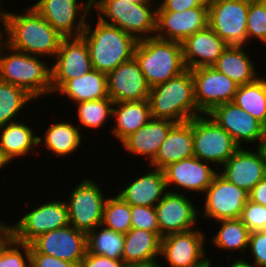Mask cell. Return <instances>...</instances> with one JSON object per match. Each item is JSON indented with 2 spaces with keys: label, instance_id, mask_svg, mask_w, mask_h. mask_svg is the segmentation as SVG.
Listing matches in <instances>:
<instances>
[{
  "label": "cell",
  "instance_id": "obj_1",
  "mask_svg": "<svg viewBox=\"0 0 266 267\" xmlns=\"http://www.w3.org/2000/svg\"><path fill=\"white\" fill-rule=\"evenodd\" d=\"M23 13L9 12L5 26L6 44L33 56L53 59L58 52L60 35L32 6Z\"/></svg>",
  "mask_w": 266,
  "mask_h": 267
},
{
  "label": "cell",
  "instance_id": "obj_2",
  "mask_svg": "<svg viewBox=\"0 0 266 267\" xmlns=\"http://www.w3.org/2000/svg\"><path fill=\"white\" fill-rule=\"evenodd\" d=\"M96 25L86 22L81 37L86 41L95 70L108 74L134 57L137 40L116 26L96 19Z\"/></svg>",
  "mask_w": 266,
  "mask_h": 267
},
{
  "label": "cell",
  "instance_id": "obj_3",
  "mask_svg": "<svg viewBox=\"0 0 266 267\" xmlns=\"http://www.w3.org/2000/svg\"><path fill=\"white\" fill-rule=\"evenodd\" d=\"M148 101L152 118L169 119L175 123H182L202 114L197 109L190 69H186L164 83L151 87Z\"/></svg>",
  "mask_w": 266,
  "mask_h": 267
},
{
  "label": "cell",
  "instance_id": "obj_4",
  "mask_svg": "<svg viewBox=\"0 0 266 267\" xmlns=\"http://www.w3.org/2000/svg\"><path fill=\"white\" fill-rule=\"evenodd\" d=\"M40 58L5 43L0 51V80L24 89L35 100L52 94L51 67Z\"/></svg>",
  "mask_w": 266,
  "mask_h": 267
},
{
  "label": "cell",
  "instance_id": "obj_5",
  "mask_svg": "<svg viewBox=\"0 0 266 267\" xmlns=\"http://www.w3.org/2000/svg\"><path fill=\"white\" fill-rule=\"evenodd\" d=\"M134 58L150 88L164 83L186 70L182 44L155 36L137 42Z\"/></svg>",
  "mask_w": 266,
  "mask_h": 267
},
{
  "label": "cell",
  "instance_id": "obj_6",
  "mask_svg": "<svg viewBox=\"0 0 266 267\" xmlns=\"http://www.w3.org/2000/svg\"><path fill=\"white\" fill-rule=\"evenodd\" d=\"M155 1L157 2V0L144 2L92 0V8H95L97 17L102 22L120 28L139 41L155 35L158 5Z\"/></svg>",
  "mask_w": 266,
  "mask_h": 267
},
{
  "label": "cell",
  "instance_id": "obj_7",
  "mask_svg": "<svg viewBox=\"0 0 266 267\" xmlns=\"http://www.w3.org/2000/svg\"><path fill=\"white\" fill-rule=\"evenodd\" d=\"M194 157L222 167L240 148L234 139L208 114L193 118Z\"/></svg>",
  "mask_w": 266,
  "mask_h": 267
},
{
  "label": "cell",
  "instance_id": "obj_8",
  "mask_svg": "<svg viewBox=\"0 0 266 267\" xmlns=\"http://www.w3.org/2000/svg\"><path fill=\"white\" fill-rule=\"evenodd\" d=\"M100 187L92 179L85 178L75 186L66 201L70 225L86 234L102 225L107 197Z\"/></svg>",
  "mask_w": 266,
  "mask_h": 267
},
{
  "label": "cell",
  "instance_id": "obj_9",
  "mask_svg": "<svg viewBox=\"0 0 266 267\" xmlns=\"http://www.w3.org/2000/svg\"><path fill=\"white\" fill-rule=\"evenodd\" d=\"M247 0H215L208 8V26L228 46H247Z\"/></svg>",
  "mask_w": 266,
  "mask_h": 267
},
{
  "label": "cell",
  "instance_id": "obj_10",
  "mask_svg": "<svg viewBox=\"0 0 266 267\" xmlns=\"http://www.w3.org/2000/svg\"><path fill=\"white\" fill-rule=\"evenodd\" d=\"M32 7L64 38L80 37L92 12V0H38Z\"/></svg>",
  "mask_w": 266,
  "mask_h": 267
},
{
  "label": "cell",
  "instance_id": "obj_11",
  "mask_svg": "<svg viewBox=\"0 0 266 267\" xmlns=\"http://www.w3.org/2000/svg\"><path fill=\"white\" fill-rule=\"evenodd\" d=\"M29 210L13 223L14 239L18 242L30 244L41 234L70 225L68 207L63 200H48Z\"/></svg>",
  "mask_w": 266,
  "mask_h": 267
},
{
  "label": "cell",
  "instance_id": "obj_12",
  "mask_svg": "<svg viewBox=\"0 0 266 267\" xmlns=\"http://www.w3.org/2000/svg\"><path fill=\"white\" fill-rule=\"evenodd\" d=\"M208 115L223 128L239 145L257 143L256 147L266 146V127L251 114L233 102L214 107Z\"/></svg>",
  "mask_w": 266,
  "mask_h": 267
},
{
  "label": "cell",
  "instance_id": "obj_13",
  "mask_svg": "<svg viewBox=\"0 0 266 267\" xmlns=\"http://www.w3.org/2000/svg\"><path fill=\"white\" fill-rule=\"evenodd\" d=\"M50 67L52 94L66 81L93 70L86 41L81 36L63 38Z\"/></svg>",
  "mask_w": 266,
  "mask_h": 267
},
{
  "label": "cell",
  "instance_id": "obj_14",
  "mask_svg": "<svg viewBox=\"0 0 266 267\" xmlns=\"http://www.w3.org/2000/svg\"><path fill=\"white\" fill-rule=\"evenodd\" d=\"M197 109L208 114L214 107L232 102L238 84L212 66L191 69Z\"/></svg>",
  "mask_w": 266,
  "mask_h": 267
},
{
  "label": "cell",
  "instance_id": "obj_15",
  "mask_svg": "<svg viewBox=\"0 0 266 267\" xmlns=\"http://www.w3.org/2000/svg\"><path fill=\"white\" fill-rule=\"evenodd\" d=\"M204 194L202 217L215 221L240 218L243 207L249 199L248 192L228 182L219 173L214 176Z\"/></svg>",
  "mask_w": 266,
  "mask_h": 267
},
{
  "label": "cell",
  "instance_id": "obj_16",
  "mask_svg": "<svg viewBox=\"0 0 266 267\" xmlns=\"http://www.w3.org/2000/svg\"><path fill=\"white\" fill-rule=\"evenodd\" d=\"M86 251V233L71 225L41 234L30 243V253L47 254L79 266Z\"/></svg>",
  "mask_w": 266,
  "mask_h": 267
},
{
  "label": "cell",
  "instance_id": "obj_17",
  "mask_svg": "<svg viewBox=\"0 0 266 267\" xmlns=\"http://www.w3.org/2000/svg\"><path fill=\"white\" fill-rule=\"evenodd\" d=\"M206 236L199 229L171 233L161 238L160 256L169 267H194L207 259ZM205 248V249H204Z\"/></svg>",
  "mask_w": 266,
  "mask_h": 267
},
{
  "label": "cell",
  "instance_id": "obj_18",
  "mask_svg": "<svg viewBox=\"0 0 266 267\" xmlns=\"http://www.w3.org/2000/svg\"><path fill=\"white\" fill-rule=\"evenodd\" d=\"M256 151L239 148L218 173L228 182L250 192L266 177V146L255 147Z\"/></svg>",
  "mask_w": 266,
  "mask_h": 267
},
{
  "label": "cell",
  "instance_id": "obj_19",
  "mask_svg": "<svg viewBox=\"0 0 266 267\" xmlns=\"http://www.w3.org/2000/svg\"><path fill=\"white\" fill-rule=\"evenodd\" d=\"M176 191H168L155 206L162 236L195 229L198 215L202 213L192 204L191 199L178 192V189Z\"/></svg>",
  "mask_w": 266,
  "mask_h": 267
},
{
  "label": "cell",
  "instance_id": "obj_20",
  "mask_svg": "<svg viewBox=\"0 0 266 267\" xmlns=\"http://www.w3.org/2000/svg\"><path fill=\"white\" fill-rule=\"evenodd\" d=\"M208 26V8L185 11H156L155 37L182 43L187 37Z\"/></svg>",
  "mask_w": 266,
  "mask_h": 267
},
{
  "label": "cell",
  "instance_id": "obj_21",
  "mask_svg": "<svg viewBox=\"0 0 266 267\" xmlns=\"http://www.w3.org/2000/svg\"><path fill=\"white\" fill-rule=\"evenodd\" d=\"M209 164L191 156L168 165L163 169L167 189L170 190L174 185L176 189L203 194L218 173V169L211 168Z\"/></svg>",
  "mask_w": 266,
  "mask_h": 267
},
{
  "label": "cell",
  "instance_id": "obj_22",
  "mask_svg": "<svg viewBox=\"0 0 266 267\" xmlns=\"http://www.w3.org/2000/svg\"><path fill=\"white\" fill-rule=\"evenodd\" d=\"M149 92L150 87L134 57L107 74V93L114 103L147 100Z\"/></svg>",
  "mask_w": 266,
  "mask_h": 267
},
{
  "label": "cell",
  "instance_id": "obj_23",
  "mask_svg": "<svg viewBox=\"0 0 266 267\" xmlns=\"http://www.w3.org/2000/svg\"><path fill=\"white\" fill-rule=\"evenodd\" d=\"M186 69L212 66L228 46L209 26L187 37L182 43Z\"/></svg>",
  "mask_w": 266,
  "mask_h": 267
},
{
  "label": "cell",
  "instance_id": "obj_24",
  "mask_svg": "<svg viewBox=\"0 0 266 267\" xmlns=\"http://www.w3.org/2000/svg\"><path fill=\"white\" fill-rule=\"evenodd\" d=\"M193 118L176 123L168 132L155 157L149 162L155 169L163 170L170 164L194 156Z\"/></svg>",
  "mask_w": 266,
  "mask_h": 267
},
{
  "label": "cell",
  "instance_id": "obj_25",
  "mask_svg": "<svg viewBox=\"0 0 266 267\" xmlns=\"http://www.w3.org/2000/svg\"><path fill=\"white\" fill-rule=\"evenodd\" d=\"M175 124L169 119L151 118L142 128L121 142L123 149L132 153V156H145L150 162Z\"/></svg>",
  "mask_w": 266,
  "mask_h": 267
},
{
  "label": "cell",
  "instance_id": "obj_26",
  "mask_svg": "<svg viewBox=\"0 0 266 267\" xmlns=\"http://www.w3.org/2000/svg\"><path fill=\"white\" fill-rule=\"evenodd\" d=\"M168 192L163 170H150L118 192V195L132 206L155 207Z\"/></svg>",
  "mask_w": 266,
  "mask_h": 267
},
{
  "label": "cell",
  "instance_id": "obj_27",
  "mask_svg": "<svg viewBox=\"0 0 266 267\" xmlns=\"http://www.w3.org/2000/svg\"><path fill=\"white\" fill-rule=\"evenodd\" d=\"M161 238L144 229H130L124 235V264L159 263Z\"/></svg>",
  "mask_w": 266,
  "mask_h": 267
},
{
  "label": "cell",
  "instance_id": "obj_28",
  "mask_svg": "<svg viewBox=\"0 0 266 267\" xmlns=\"http://www.w3.org/2000/svg\"><path fill=\"white\" fill-rule=\"evenodd\" d=\"M112 117L116 121V125L111 130L112 135L122 142L152 118L149 101L147 99L116 102L113 105Z\"/></svg>",
  "mask_w": 266,
  "mask_h": 267
},
{
  "label": "cell",
  "instance_id": "obj_29",
  "mask_svg": "<svg viewBox=\"0 0 266 267\" xmlns=\"http://www.w3.org/2000/svg\"><path fill=\"white\" fill-rule=\"evenodd\" d=\"M245 46H227L218 60L212 65L217 71L225 74L238 85L255 81L259 75L253 60L245 51ZM258 75V76H257Z\"/></svg>",
  "mask_w": 266,
  "mask_h": 267
},
{
  "label": "cell",
  "instance_id": "obj_30",
  "mask_svg": "<svg viewBox=\"0 0 266 267\" xmlns=\"http://www.w3.org/2000/svg\"><path fill=\"white\" fill-rule=\"evenodd\" d=\"M55 93L68 97L74 104L110 98L107 93V74L91 70L83 76L66 81Z\"/></svg>",
  "mask_w": 266,
  "mask_h": 267
},
{
  "label": "cell",
  "instance_id": "obj_31",
  "mask_svg": "<svg viewBox=\"0 0 266 267\" xmlns=\"http://www.w3.org/2000/svg\"><path fill=\"white\" fill-rule=\"evenodd\" d=\"M78 125H72L70 121L52 123L46 128L45 135L38 136V146H43L50 154L64 157L70 156L73 152L78 151L82 145V133L78 129Z\"/></svg>",
  "mask_w": 266,
  "mask_h": 267
},
{
  "label": "cell",
  "instance_id": "obj_32",
  "mask_svg": "<svg viewBox=\"0 0 266 267\" xmlns=\"http://www.w3.org/2000/svg\"><path fill=\"white\" fill-rule=\"evenodd\" d=\"M23 122L17 120L0 127V148L10 161L29 155L38 146L33 127Z\"/></svg>",
  "mask_w": 266,
  "mask_h": 267
},
{
  "label": "cell",
  "instance_id": "obj_33",
  "mask_svg": "<svg viewBox=\"0 0 266 267\" xmlns=\"http://www.w3.org/2000/svg\"><path fill=\"white\" fill-rule=\"evenodd\" d=\"M232 102L266 127V77L239 85Z\"/></svg>",
  "mask_w": 266,
  "mask_h": 267
},
{
  "label": "cell",
  "instance_id": "obj_34",
  "mask_svg": "<svg viewBox=\"0 0 266 267\" xmlns=\"http://www.w3.org/2000/svg\"><path fill=\"white\" fill-rule=\"evenodd\" d=\"M221 225L217 234L213 235L212 243L219 250H232V252H240L243 258L248 249L249 229L243 224L240 218L237 219H223L216 221Z\"/></svg>",
  "mask_w": 266,
  "mask_h": 267
},
{
  "label": "cell",
  "instance_id": "obj_35",
  "mask_svg": "<svg viewBox=\"0 0 266 267\" xmlns=\"http://www.w3.org/2000/svg\"><path fill=\"white\" fill-rule=\"evenodd\" d=\"M86 242L89 253L122 260L124 234L100 225L86 234Z\"/></svg>",
  "mask_w": 266,
  "mask_h": 267
},
{
  "label": "cell",
  "instance_id": "obj_36",
  "mask_svg": "<svg viewBox=\"0 0 266 267\" xmlns=\"http://www.w3.org/2000/svg\"><path fill=\"white\" fill-rule=\"evenodd\" d=\"M34 100L24 89L0 80V127L17 121L20 110Z\"/></svg>",
  "mask_w": 266,
  "mask_h": 267
},
{
  "label": "cell",
  "instance_id": "obj_37",
  "mask_svg": "<svg viewBox=\"0 0 266 267\" xmlns=\"http://www.w3.org/2000/svg\"><path fill=\"white\" fill-rule=\"evenodd\" d=\"M77 105V118L80 122L78 127L98 130L112 117L114 102L111 98H103L79 102Z\"/></svg>",
  "mask_w": 266,
  "mask_h": 267
},
{
  "label": "cell",
  "instance_id": "obj_38",
  "mask_svg": "<svg viewBox=\"0 0 266 267\" xmlns=\"http://www.w3.org/2000/svg\"><path fill=\"white\" fill-rule=\"evenodd\" d=\"M102 225L125 235L131 229V205L118 194L107 197L103 207Z\"/></svg>",
  "mask_w": 266,
  "mask_h": 267
},
{
  "label": "cell",
  "instance_id": "obj_39",
  "mask_svg": "<svg viewBox=\"0 0 266 267\" xmlns=\"http://www.w3.org/2000/svg\"><path fill=\"white\" fill-rule=\"evenodd\" d=\"M247 36L249 42L257 39L266 46V0L249 1Z\"/></svg>",
  "mask_w": 266,
  "mask_h": 267
},
{
  "label": "cell",
  "instance_id": "obj_40",
  "mask_svg": "<svg viewBox=\"0 0 266 267\" xmlns=\"http://www.w3.org/2000/svg\"><path fill=\"white\" fill-rule=\"evenodd\" d=\"M0 267H31L30 244L13 238L0 253Z\"/></svg>",
  "mask_w": 266,
  "mask_h": 267
},
{
  "label": "cell",
  "instance_id": "obj_41",
  "mask_svg": "<svg viewBox=\"0 0 266 267\" xmlns=\"http://www.w3.org/2000/svg\"><path fill=\"white\" fill-rule=\"evenodd\" d=\"M131 228L148 230L163 237L159 231L155 207L131 205Z\"/></svg>",
  "mask_w": 266,
  "mask_h": 267
},
{
  "label": "cell",
  "instance_id": "obj_42",
  "mask_svg": "<svg viewBox=\"0 0 266 267\" xmlns=\"http://www.w3.org/2000/svg\"><path fill=\"white\" fill-rule=\"evenodd\" d=\"M240 219L250 232L266 230V206L248 199Z\"/></svg>",
  "mask_w": 266,
  "mask_h": 267
},
{
  "label": "cell",
  "instance_id": "obj_43",
  "mask_svg": "<svg viewBox=\"0 0 266 267\" xmlns=\"http://www.w3.org/2000/svg\"><path fill=\"white\" fill-rule=\"evenodd\" d=\"M248 250L258 267L266 266V230L252 231L249 234Z\"/></svg>",
  "mask_w": 266,
  "mask_h": 267
},
{
  "label": "cell",
  "instance_id": "obj_44",
  "mask_svg": "<svg viewBox=\"0 0 266 267\" xmlns=\"http://www.w3.org/2000/svg\"><path fill=\"white\" fill-rule=\"evenodd\" d=\"M31 267H79L77 263L43 253H30Z\"/></svg>",
  "mask_w": 266,
  "mask_h": 267
},
{
  "label": "cell",
  "instance_id": "obj_45",
  "mask_svg": "<svg viewBox=\"0 0 266 267\" xmlns=\"http://www.w3.org/2000/svg\"><path fill=\"white\" fill-rule=\"evenodd\" d=\"M123 260H114L86 251L79 267H124Z\"/></svg>",
  "mask_w": 266,
  "mask_h": 267
},
{
  "label": "cell",
  "instance_id": "obj_46",
  "mask_svg": "<svg viewBox=\"0 0 266 267\" xmlns=\"http://www.w3.org/2000/svg\"><path fill=\"white\" fill-rule=\"evenodd\" d=\"M159 2L156 11L182 12L195 7H204L197 0H160Z\"/></svg>",
  "mask_w": 266,
  "mask_h": 267
},
{
  "label": "cell",
  "instance_id": "obj_47",
  "mask_svg": "<svg viewBox=\"0 0 266 267\" xmlns=\"http://www.w3.org/2000/svg\"><path fill=\"white\" fill-rule=\"evenodd\" d=\"M250 201L266 206V177L260 180L248 193Z\"/></svg>",
  "mask_w": 266,
  "mask_h": 267
},
{
  "label": "cell",
  "instance_id": "obj_48",
  "mask_svg": "<svg viewBox=\"0 0 266 267\" xmlns=\"http://www.w3.org/2000/svg\"><path fill=\"white\" fill-rule=\"evenodd\" d=\"M13 238V224L0 222V253Z\"/></svg>",
  "mask_w": 266,
  "mask_h": 267
},
{
  "label": "cell",
  "instance_id": "obj_49",
  "mask_svg": "<svg viewBox=\"0 0 266 267\" xmlns=\"http://www.w3.org/2000/svg\"><path fill=\"white\" fill-rule=\"evenodd\" d=\"M235 259H236V261H235ZM233 260L234 261L228 267H258L255 263H253V262L251 263V261L248 262V261H246V259L244 261V257H243V259L241 257L240 258L234 257Z\"/></svg>",
  "mask_w": 266,
  "mask_h": 267
},
{
  "label": "cell",
  "instance_id": "obj_50",
  "mask_svg": "<svg viewBox=\"0 0 266 267\" xmlns=\"http://www.w3.org/2000/svg\"><path fill=\"white\" fill-rule=\"evenodd\" d=\"M10 159L4 154L3 150L0 148V169L10 164Z\"/></svg>",
  "mask_w": 266,
  "mask_h": 267
},
{
  "label": "cell",
  "instance_id": "obj_51",
  "mask_svg": "<svg viewBox=\"0 0 266 267\" xmlns=\"http://www.w3.org/2000/svg\"><path fill=\"white\" fill-rule=\"evenodd\" d=\"M8 15H9V11L8 10L4 11V9L2 10L1 5H0V23H2L3 27H5L7 24Z\"/></svg>",
  "mask_w": 266,
  "mask_h": 267
},
{
  "label": "cell",
  "instance_id": "obj_52",
  "mask_svg": "<svg viewBox=\"0 0 266 267\" xmlns=\"http://www.w3.org/2000/svg\"><path fill=\"white\" fill-rule=\"evenodd\" d=\"M124 267H163L159 263H145V264H126Z\"/></svg>",
  "mask_w": 266,
  "mask_h": 267
},
{
  "label": "cell",
  "instance_id": "obj_53",
  "mask_svg": "<svg viewBox=\"0 0 266 267\" xmlns=\"http://www.w3.org/2000/svg\"><path fill=\"white\" fill-rule=\"evenodd\" d=\"M201 6L209 8L215 0H197Z\"/></svg>",
  "mask_w": 266,
  "mask_h": 267
},
{
  "label": "cell",
  "instance_id": "obj_54",
  "mask_svg": "<svg viewBox=\"0 0 266 267\" xmlns=\"http://www.w3.org/2000/svg\"><path fill=\"white\" fill-rule=\"evenodd\" d=\"M194 267H212V261H210V259L207 258L205 261Z\"/></svg>",
  "mask_w": 266,
  "mask_h": 267
},
{
  "label": "cell",
  "instance_id": "obj_55",
  "mask_svg": "<svg viewBox=\"0 0 266 267\" xmlns=\"http://www.w3.org/2000/svg\"><path fill=\"white\" fill-rule=\"evenodd\" d=\"M1 24H2V23H0V25H1ZM2 29H3V30H2ZM2 29H1V26H0V39H6V38H5V34H4V33H5V28L2 27ZM2 31H3L4 33H3Z\"/></svg>",
  "mask_w": 266,
  "mask_h": 267
},
{
  "label": "cell",
  "instance_id": "obj_56",
  "mask_svg": "<svg viewBox=\"0 0 266 267\" xmlns=\"http://www.w3.org/2000/svg\"><path fill=\"white\" fill-rule=\"evenodd\" d=\"M6 43V39H0V51L2 49V47L4 46V44Z\"/></svg>",
  "mask_w": 266,
  "mask_h": 267
},
{
  "label": "cell",
  "instance_id": "obj_57",
  "mask_svg": "<svg viewBox=\"0 0 266 267\" xmlns=\"http://www.w3.org/2000/svg\"><path fill=\"white\" fill-rule=\"evenodd\" d=\"M125 1H128V2H144V1H147V0H125Z\"/></svg>",
  "mask_w": 266,
  "mask_h": 267
}]
</instances>
